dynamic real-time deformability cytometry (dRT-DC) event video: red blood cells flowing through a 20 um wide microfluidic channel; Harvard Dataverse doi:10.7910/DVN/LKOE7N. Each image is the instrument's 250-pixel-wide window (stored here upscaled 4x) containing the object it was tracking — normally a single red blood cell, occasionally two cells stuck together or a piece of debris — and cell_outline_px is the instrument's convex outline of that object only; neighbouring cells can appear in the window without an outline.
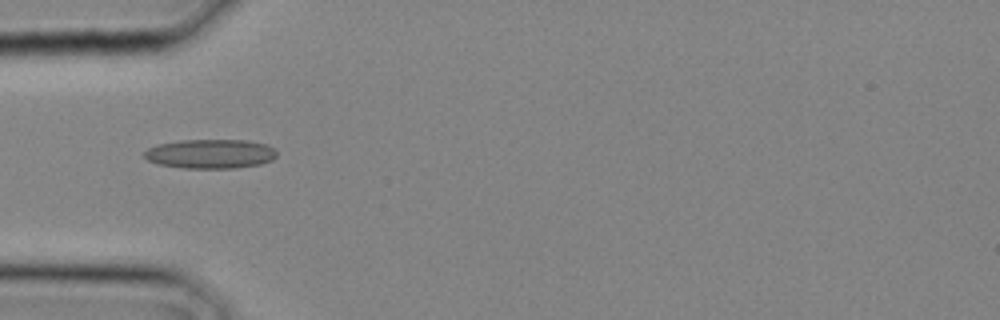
{"species": "common noctule bat (a hibernating species)", "species_latin": "Nyctalus noctula", "temperature_condition": "cold", "stored_images_in_passage": 17, "camera_frame_rate_fps": 3000, "um_per_image_px": 0.085, "animal": {"sex": "male", "body_mass_g": 20.4}, "frame": {"image": 1, "passage_image": 5, "time_ms": 1.333, "image_size_px": [1000, 320], "cell_outline_px": [[276, 156], [272, 160], [260, 164], [236, 168], [184, 168], [156, 164], [148, 160], [144, 156], [144, 152], [148, 148], [156, 144], [180, 140], [248, 140], [268, 144], [276, 148]], "centroid_in_image_um": [17.9, 13.07], "position_along_channel_um": 67.1, "area_um2": 22.89}}
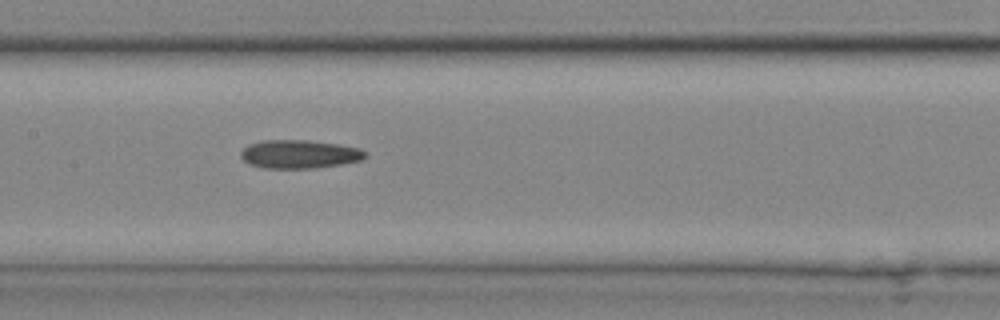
{"frame": {"image": 2, "passage_image": 10, "time_ms": 3.0, "image_size_px": [1000, 320], "cell_outline_px": [[368, 156], [360, 160], [340, 164], [316, 168], [264, 168], [248, 164], [240, 156], [240, 152], [248, 144], [264, 140], [308, 140], [340, 144], [360, 148], [368, 152]], "centroid_in_image_um": [25.46, 13.1], "position_along_channel_um": 181.9, "area_um2": 20.81}}
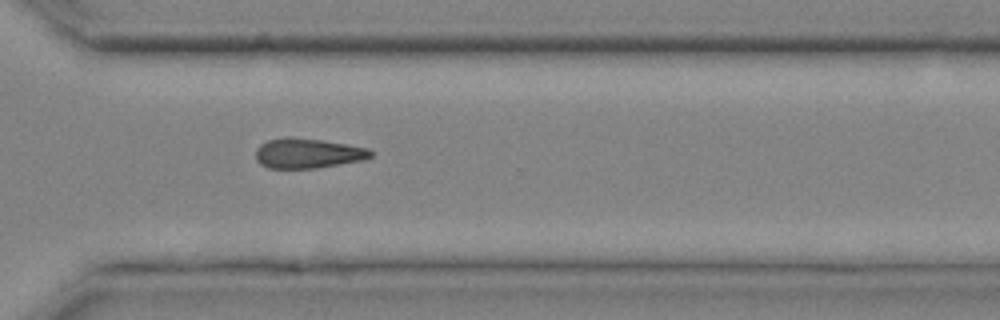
{"frame": {"image": 3, "passage_image": 17, "time_ms": 5.333, "image_size_px": [1000, 320], "cell_outline_px": [[372, 156], [364, 160], [316, 168], [268, 168], [260, 164], [256, 160], [256, 148], [260, 144], [268, 140], [288, 136], [292, 136], [320, 140], [368, 148], [372, 152]], "centroid_in_image_um": [26.12, 13.03], "position_along_channel_um": 344.5, "area_um2": 20.06}}